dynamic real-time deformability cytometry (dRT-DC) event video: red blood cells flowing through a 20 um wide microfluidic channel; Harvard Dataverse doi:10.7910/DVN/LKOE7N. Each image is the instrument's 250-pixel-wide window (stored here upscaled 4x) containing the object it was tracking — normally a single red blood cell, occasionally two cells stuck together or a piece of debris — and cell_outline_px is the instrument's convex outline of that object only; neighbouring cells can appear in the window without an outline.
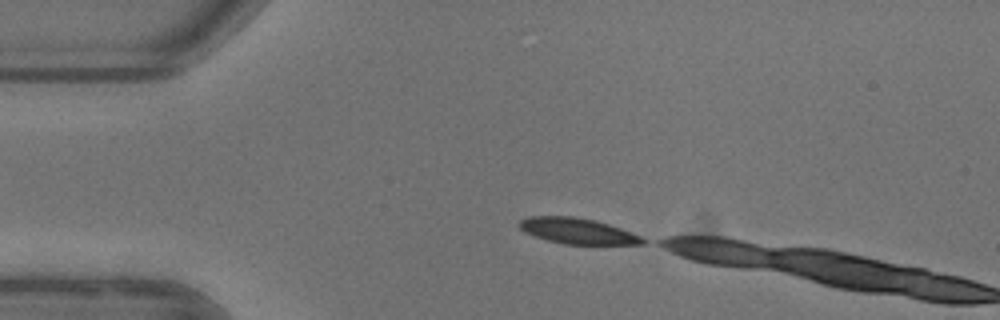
{"species": "common noctule bat (a hibernating species)", "species_latin": "Nyctalus noctula", "temperature_condition": "warm", "stored_images_in_passage": 3, "camera_frame_rate_fps": 3000, "um_per_image_px": 0.085, "animal": {"sex": "female"}, "frame": {"image": 1, "passage_image": 1, "time_ms": 0.0, "image_size_px": [1000, 320], "cell_outline_px": [[648, 240], [644, 244], [564, 244], [548, 240], [524, 232], [516, 224], [520, 220], [528, 216], [572, 216], [596, 220], [620, 228], [640, 236]], "centroid_in_image_um": [49.07, 19.62], "position_along_channel_um": 35.9, "area_um2": 18.5}}